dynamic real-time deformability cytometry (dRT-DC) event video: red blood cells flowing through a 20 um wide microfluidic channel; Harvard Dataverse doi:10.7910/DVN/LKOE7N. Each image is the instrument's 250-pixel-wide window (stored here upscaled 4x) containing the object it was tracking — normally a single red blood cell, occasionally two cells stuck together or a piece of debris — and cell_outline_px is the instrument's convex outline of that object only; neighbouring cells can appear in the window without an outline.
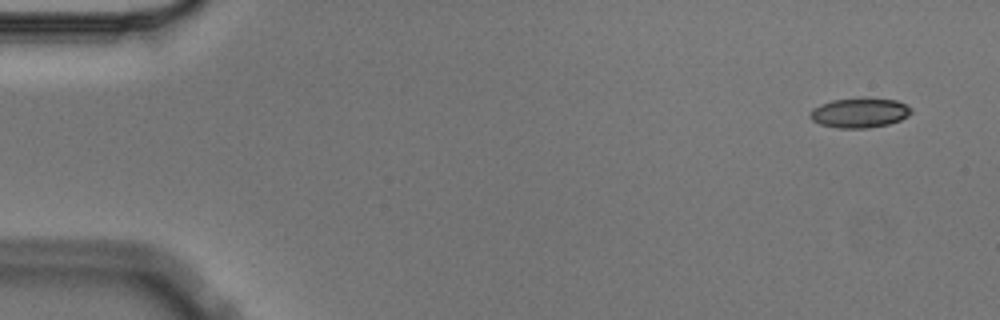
{"species": "Egyptian fruit bat (a non-hibernating species)", "species_latin": "Rousettus aegyptiacus", "temperature_condition": "cold", "stored_images_in_passage": 10, "camera_frame_rate_fps": 3000, "um_per_image_px": 0.085, "animal": {"sex": "male"}, "frame": {"image": 1, "passage_image": 1, "time_ms": 0.0, "image_size_px": [1000, 320], "cell_outline_px": [[912, 112], [908, 116], [900, 120], [888, 124], [868, 128], [836, 128], [820, 124], [812, 120], [808, 116], [812, 108], [820, 104], [832, 100], [860, 96], [896, 100], [912, 108]], "centroid_in_image_um": [73.04, 9.56], "position_along_channel_um": 12.0, "area_um2": 17.98}}
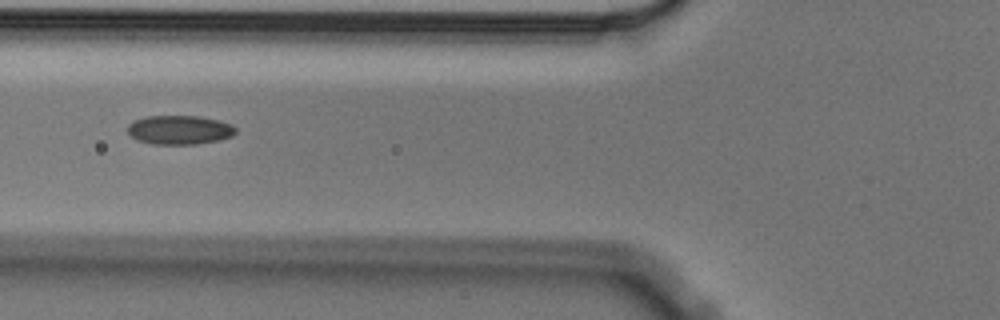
{"frame": {"image": 2, "passage_image": 6, "time_ms": 1.667, "image_size_px": [1000, 320], "cell_outline_px": [[236, 132], [232, 136], [220, 140], [196, 144], [152, 144], [136, 140], [128, 132], [128, 124], [132, 120], [148, 116], [200, 116], [220, 120], [232, 124], [236, 128]], "centroid_in_image_um": [15.27, 11.03], "position_along_channel_um": 110.5, "area_um2": 18.5}}
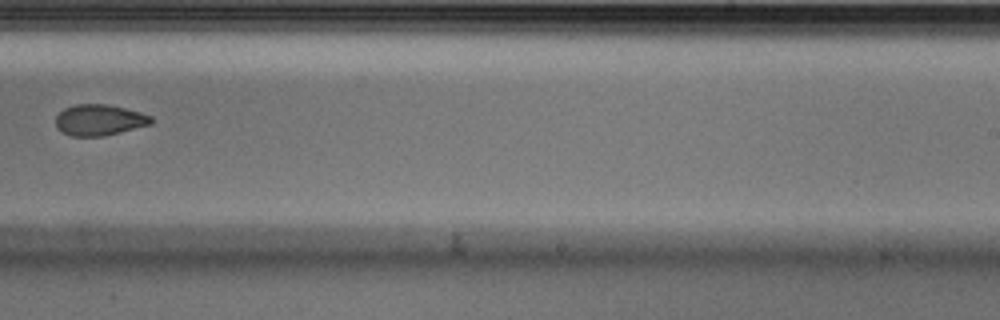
{"frame": {"image": 3, "passage_image": 10, "time_ms": 3.0, "image_size_px": [1000, 320], "cell_outline_px": [[152, 124], [104, 136], [72, 136], [60, 132], [56, 128], [56, 116], [64, 108], [76, 104], [108, 104], [140, 112], [152, 116]], "centroid_in_image_um": [8.42, 10.2], "position_along_channel_um": 280.6, "area_um2": 17.34}}